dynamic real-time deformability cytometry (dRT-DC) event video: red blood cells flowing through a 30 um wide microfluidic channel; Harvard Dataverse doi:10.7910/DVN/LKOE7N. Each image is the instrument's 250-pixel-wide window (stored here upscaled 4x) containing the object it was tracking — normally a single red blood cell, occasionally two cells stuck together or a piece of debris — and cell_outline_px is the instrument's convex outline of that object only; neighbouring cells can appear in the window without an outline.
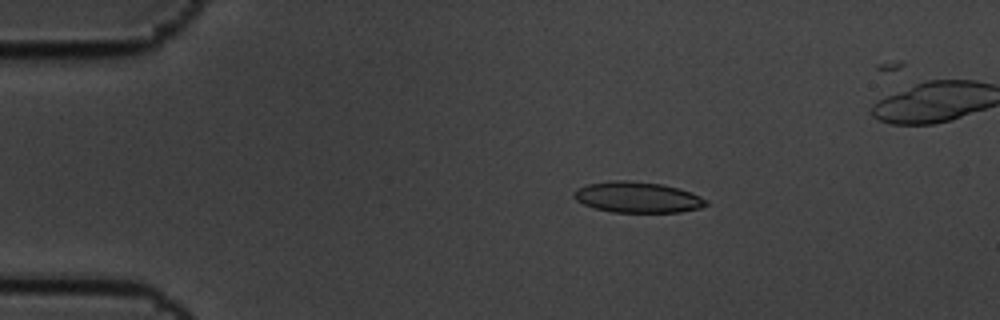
{"species": "common noctule bat (a hibernating species)", "species_latin": "Nyctalus noctula", "temperature_condition": "cold", "stored_images_in_passage": 5, "camera_frame_rate_fps": 3000, "um_per_image_px": 0.085, "animal": {"sex": "male", "body_mass_g": 19.5, "forearm_length_mm": 54.6}, "frame": {"image": 1, "passage_image": 3, "time_ms": 0.667, "image_size_px": [1000, 320], "cell_outline_px": [[708, 204], [700, 208], [680, 212], [612, 212], [596, 208], [584, 204], [576, 200], [572, 196], [572, 192], [576, 188], [588, 184], [616, 180], [628, 180], [660, 184], [680, 188], [692, 192], [708, 200]], "centroid_in_image_um": [54.19, 16.76], "position_along_channel_um": 30.8, "area_um2": 23.81}}